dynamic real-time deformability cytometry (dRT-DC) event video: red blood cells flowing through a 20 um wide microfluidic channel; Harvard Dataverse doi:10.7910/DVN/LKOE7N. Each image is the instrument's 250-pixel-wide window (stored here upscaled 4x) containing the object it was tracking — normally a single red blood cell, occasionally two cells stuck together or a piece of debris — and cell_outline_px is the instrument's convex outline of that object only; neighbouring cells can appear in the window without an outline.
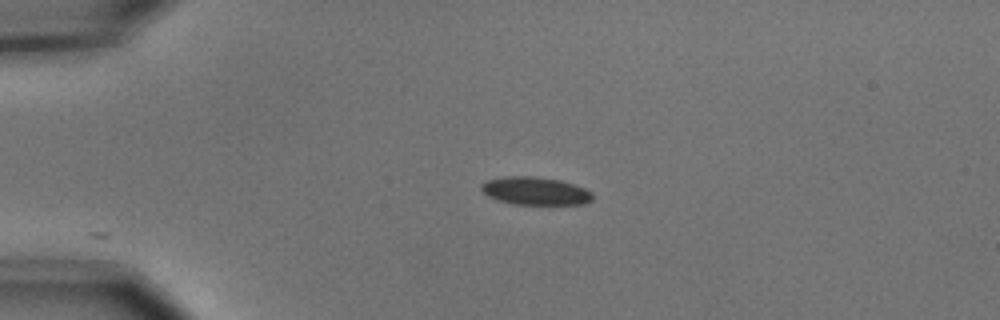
{"species": "common noctule bat (a hibernating species)", "species_latin": "Nyctalus noctula", "temperature_condition": "cold", "stored_images_in_passage": 12, "camera_frame_rate_fps": 3000, "um_per_image_px": 0.085, "animal": {"sex": "male", "body_mass_g": 15.6}, "frame": {"image": 1, "passage_image": 1, "time_ms": 0.0, "image_size_px": [1000, 320], "cell_outline_px": [[592, 200], [584, 204], [512, 204], [496, 200], [488, 196], [480, 188], [480, 184], [484, 180], [504, 176], [532, 176], [560, 180], [584, 188], [592, 192]], "centroid_in_image_um": [45.44, 16.23], "position_along_channel_um": 39.6, "area_um2": 18.21}}
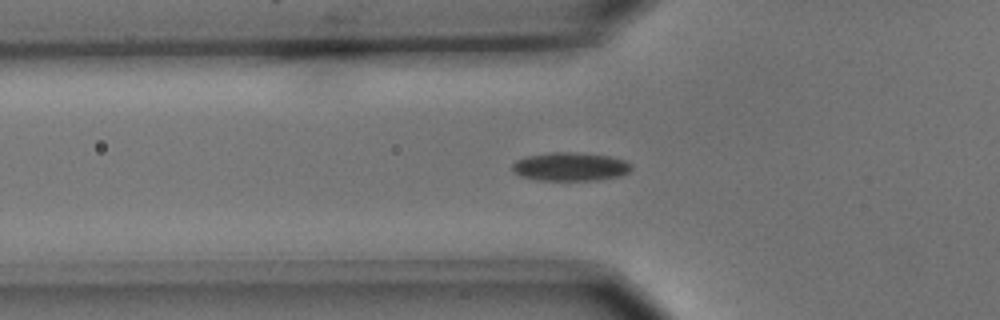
{"frame": {"image": 2, "passage_image": 7, "time_ms": 2.0, "image_size_px": [1000, 320], "cell_outline_px": [[632, 168], [628, 172], [620, 176], [596, 180], [536, 180], [520, 176], [512, 172], [512, 164], [516, 160], [528, 156], [552, 152], [572, 152], [608, 156], [624, 160], [632, 164]], "centroid_in_image_um": [48.45, 14.17], "position_along_channel_um": 77.3, "area_um2": 19.77}}
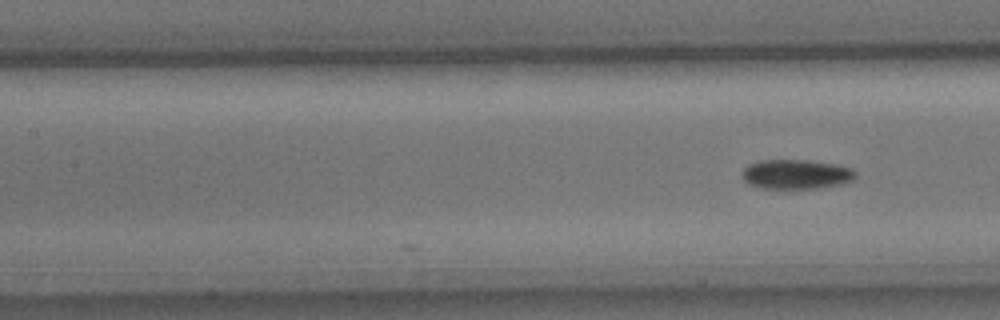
{"frame": {"image": 3, "passage_image": 12, "time_ms": 3.667, "image_size_px": [1000, 320], "cell_outline_px": [[856, 176], [852, 180], [844, 184], [816, 188], [760, 188], [748, 184], [744, 180], [740, 172], [748, 164], [756, 160], [804, 160], [832, 164], [852, 168], [856, 172]], "centroid_in_image_um": [67.63, 14.81], "position_along_channel_um": 139.8, "area_um2": 19.59}}